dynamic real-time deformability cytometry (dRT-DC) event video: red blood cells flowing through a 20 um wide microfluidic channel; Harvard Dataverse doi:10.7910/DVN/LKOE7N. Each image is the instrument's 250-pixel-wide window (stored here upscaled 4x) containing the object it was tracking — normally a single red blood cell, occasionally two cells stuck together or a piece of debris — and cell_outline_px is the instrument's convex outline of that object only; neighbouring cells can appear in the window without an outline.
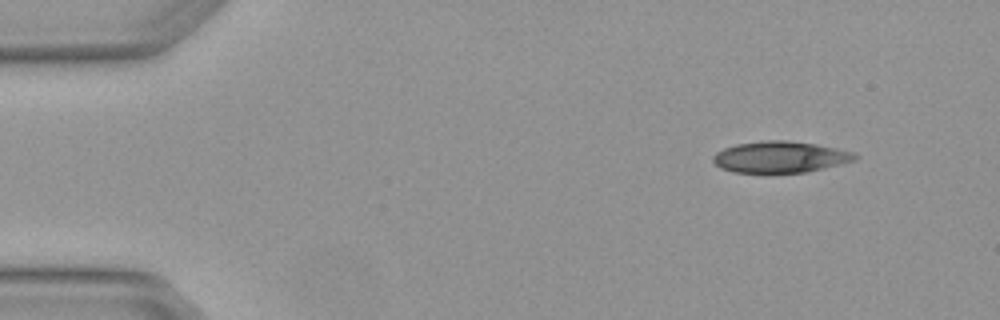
{"species": "Egyptian fruit bat (a non-hibernating species)", "species_latin": "Rousettus aegyptiacus", "temperature_condition": "warm", "stored_images_in_passage": 5, "camera_frame_rate_fps": 3000, "um_per_image_px": 0.085, "animal": {"sex": "female"}, "frame": {"image": 1, "passage_image": 1, "time_ms": 0.0, "image_size_px": [1000, 320], "cell_outline_px": [[860, 156], [856, 160], [824, 168], [804, 172], [732, 172], [720, 168], [712, 160], [712, 156], [716, 152], [724, 148], [736, 144], [768, 140], [788, 140], [816, 144], [836, 148], [852, 152]], "centroid_in_image_um": [66.31, 13.34], "position_along_channel_um": 18.7, "area_um2": 25.84}}
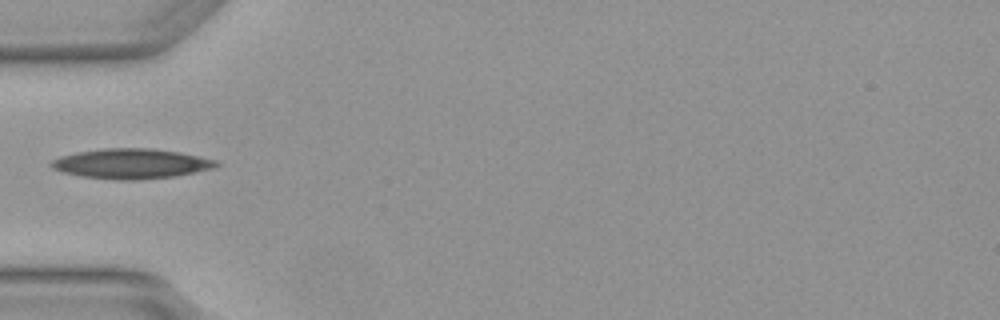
{"frame": {"image": 2, "passage_image": 4, "time_ms": 1.0, "image_size_px": [1000, 320], "cell_outline_px": [[220, 164], [216, 168], [176, 176], [136, 180], [120, 180], [80, 176], [64, 172], [52, 168], [48, 164], [52, 160], [60, 156], [76, 152], [104, 148], [152, 148], [180, 152], [216, 160]], "centroid_in_image_um": [11.16, 13.91], "position_along_channel_um": 73.8, "area_um2": 28.96}}
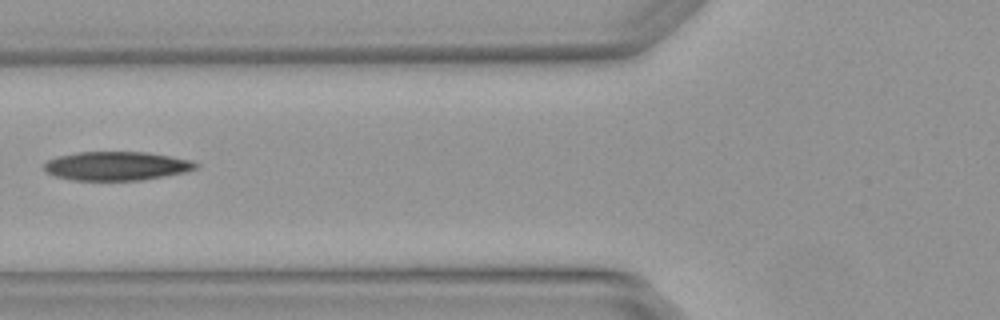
{"frame": {"image": 3, "passage_image": 5, "time_ms": 1.333, "image_size_px": [1000, 320], "cell_outline_px": [[200, 164], [196, 168], [184, 172], [140, 180], [72, 180], [56, 176], [44, 172], [44, 164], [48, 160], [56, 156], [76, 152], [148, 152], [192, 160]], "centroid_in_image_um": [9.88, 14.1], "position_along_channel_um": 115.9, "area_um2": 25.49}}